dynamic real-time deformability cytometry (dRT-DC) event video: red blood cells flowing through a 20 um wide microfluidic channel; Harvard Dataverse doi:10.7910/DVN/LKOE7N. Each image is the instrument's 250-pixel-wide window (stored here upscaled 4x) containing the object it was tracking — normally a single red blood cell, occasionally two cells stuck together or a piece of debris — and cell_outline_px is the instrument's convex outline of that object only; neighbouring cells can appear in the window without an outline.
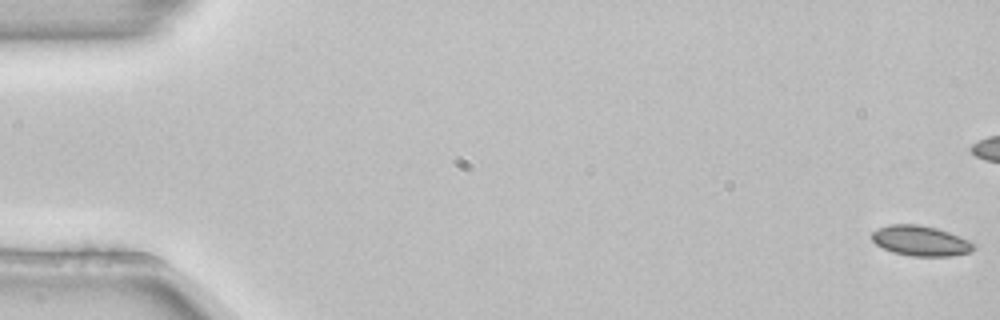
{"species": "common noctule bat (a hibernating species)", "species_latin": "Nyctalus noctula", "temperature_condition": "room temperature", "stored_images_in_passage": 55, "camera_frame_rate_fps": 3000, "um_per_image_px": 0.085, "animal": {"sex": "female", "body_mass_g": 22.7, "forearm_length_mm": 54.2}, "frame": {"image": 1, "passage_image": 1, "time_ms": 0.0, "image_size_px": [1000, 320], "cell_outline_px": [[976, 248], [972, 252], [952, 256], [912, 256], [892, 252], [876, 244], [872, 240], [872, 232], [876, 228], [888, 224], [916, 224], [936, 228], [960, 236], [976, 244]], "centroid_in_image_um": [78.26, 20.47], "position_along_channel_um": 6.7, "area_um2": 18.09}, "authors_computed_cell_mechanics": {"area_um2": 17.629, "velocity_mm_per_s": 3.8458, "shape_relaxation_time_tau1_ms": 6.1522, "shape_relaxation_time_tau2_ms": null, "deformation_change_tau1": 0.0652, "deformation_change_tau2": null}}